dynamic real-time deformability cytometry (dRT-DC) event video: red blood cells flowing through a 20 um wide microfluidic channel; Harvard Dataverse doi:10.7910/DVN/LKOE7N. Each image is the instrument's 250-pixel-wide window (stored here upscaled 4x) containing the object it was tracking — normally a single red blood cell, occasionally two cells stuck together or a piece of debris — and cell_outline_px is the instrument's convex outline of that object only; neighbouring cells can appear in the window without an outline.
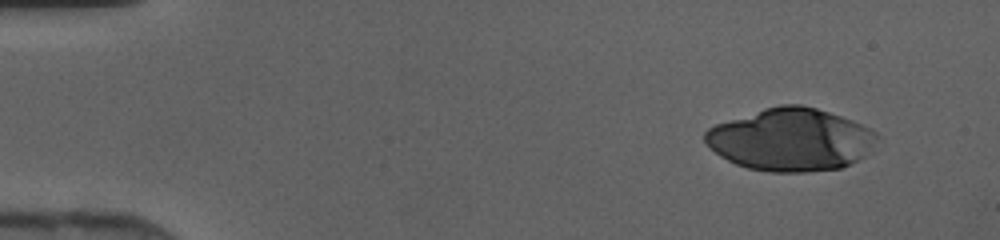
{"species": "human", "species_latin": "Homo sapiens", "temperature_condition": "cold", "stored_images_in_passage": 14, "camera_frame_rate_fps": 3000, "um_per_image_px": 0.085, "donor": {"sex": "female"}, "frame": {"image": 1, "passage_image": 1, "time_ms": 0.0, "image_size_px": [1000, 240], "cell_outline_px": [[880, 136], [864, 156], [840, 168], [808, 172], [772, 172], [748, 168], [736, 164], [720, 156], [704, 140], [704, 132], [708, 128], [716, 124], [764, 108], [780, 104], [800, 104], [816, 108], [852, 120], [876, 132]], "centroid_in_image_um": [67.21, 11.86], "position_along_channel_um": 17.8, "area_um2": 62.31}}